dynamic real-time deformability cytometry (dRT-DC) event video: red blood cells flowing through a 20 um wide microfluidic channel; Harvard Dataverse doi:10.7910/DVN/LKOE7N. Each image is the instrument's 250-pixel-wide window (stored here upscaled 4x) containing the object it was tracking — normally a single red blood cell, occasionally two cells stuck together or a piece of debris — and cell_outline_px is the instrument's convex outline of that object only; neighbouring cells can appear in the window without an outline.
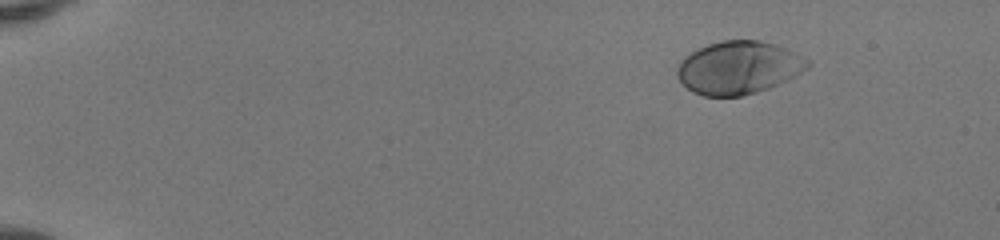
{"species": "human", "species_latin": "Homo sapiens", "temperature_condition": "room temperature", "stored_images_in_passage": 45, "camera_frame_rate_fps": 3000, "um_per_image_px": 0.085, "donor": {"sex": "female"}, "frame": {"image": 1, "passage_image": 1, "time_ms": 0.0, "image_size_px": [1000, 240], "cell_outline_px": [[812, 64], [808, 68], [768, 88], [756, 92], [740, 96], [704, 96], [692, 92], [676, 76], [676, 72], [680, 64], [692, 52], [708, 44], [720, 40], [760, 40], [776, 44], [808, 60]], "centroid_in_image_um": [62.76, 5.75], "position_along_channel_um": 22.2, "area_um2": 39.54}}
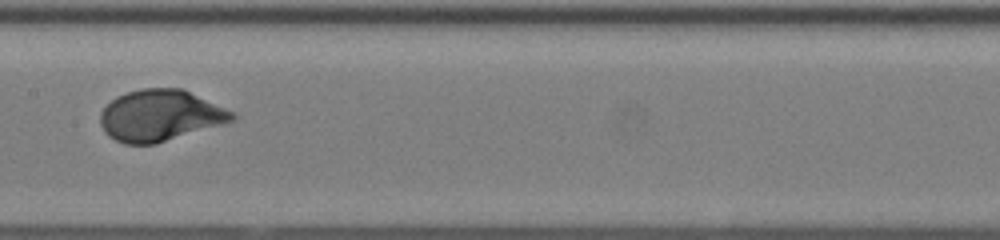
{"frame": {"image": 2, "passage_image": 23, "time_ms": 7.333, "image_size_px": [1000, 240], "cell_outline_px": [[236, 120], [156, 144], [124, 144], [108, 136], [104, 132], [100, 124], [100, 112], [116, 96], [140, 88], [180, 88], [236, 112]], "centroid_in_image_um": [13.62, 9.83], "position_along_channel_um": 193.8, "area_um2": 39.48}}
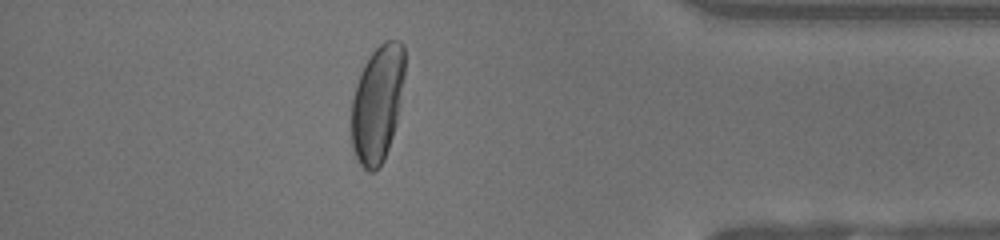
{"frame": {"image": 3, "passage_image": 40, "time_ms": 13.0, "image_size_px": [1000, 240], "cell_outline_px": [[404, 76], [400, 104], [396, 124], [384, 160], [380, 168], [372, 172], [368, 172], [356, 160], [352, 148], [352, 100], [356, 84], [360, 72], [364, 64], [372, 52], [384, 40], [400, 40], [404, 44]], "centroid_in_image_um": [32.08, 8.82], "position_along_channel_um": 403.1, "area_um2": 36.53}, "authors_computed_cell_mechanics": {"area_um2": 39.304, "velocity_mm_per_s": 4.1137, "shape_relaxation_time_tau1_ms": 2.2739, "shape_relaxation_time_tau2_ms": null, "deformation_change_tau1": 0.1665, "deformation_change_tau2": null}}